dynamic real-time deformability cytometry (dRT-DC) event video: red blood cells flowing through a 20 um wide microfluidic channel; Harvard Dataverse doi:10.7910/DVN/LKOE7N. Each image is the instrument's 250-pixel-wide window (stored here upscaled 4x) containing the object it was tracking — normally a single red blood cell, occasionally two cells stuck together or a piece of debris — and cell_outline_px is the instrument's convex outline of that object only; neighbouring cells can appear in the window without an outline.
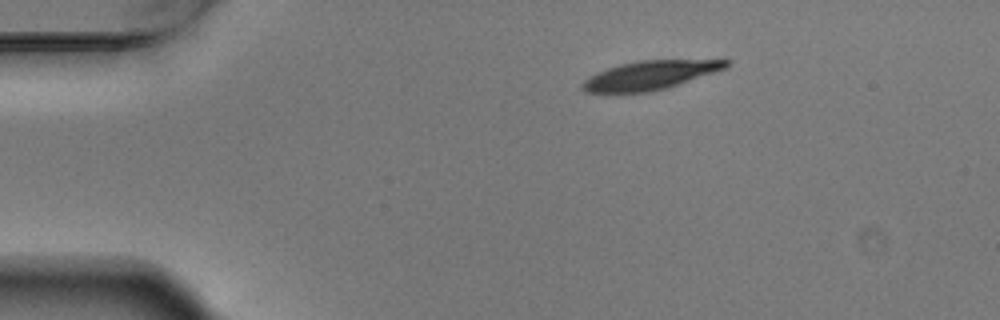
{"species": "Egyptian fruit bat (a non-hibernating species)", "species_latin": "Rousettus aegyptiacus", "temperature_condition": "warm", "stored_images_in_passage": 3, "camera_frame_rate_fps": 3000, "um_per_image_px": 0.085, "animal": {"sex": "male"}, "frame": {"image": 1, "passage_image": 1, "time_ms": 0.0, "image_size_px": [1000, 320], "cell_outline_px": [[732, 60], [728, 68], [668, 88], [648, 92], [588, 92], [580, 84], [588, 76], [596, 72], [620, 64], [640, 60]], "centroid_in_image_um": [55.3, 6.38], "position_along_channel_um": 29.7, "area_um2": 24.1}}